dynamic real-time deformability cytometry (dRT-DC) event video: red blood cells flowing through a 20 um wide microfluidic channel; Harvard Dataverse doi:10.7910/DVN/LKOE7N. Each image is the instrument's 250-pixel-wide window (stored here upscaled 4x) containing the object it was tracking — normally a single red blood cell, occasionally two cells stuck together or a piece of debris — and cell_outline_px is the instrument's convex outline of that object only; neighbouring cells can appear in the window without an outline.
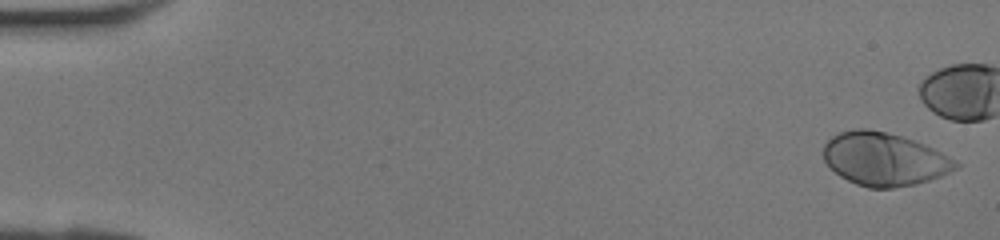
{"species": "human", "species_latin": "Homo sapiens", "temperature_condition": "room temperature", "stored_images_in_passage": 34, "camera_frame_rate_fps": 3000, "um_per_image_px": 0.085, "donor": {"sex": "female"}, "frame": {"image": 1, "passage_image": 1, "time_ms": 0.0, "image_size_px": [1000, 240], "cell_outline_px": [[960, 164], [956, 168], [940, 176], [916, 184], [892, 188], [868, 188], [856, 184], [840, 176], [824, 160], [824, 144], [832, 136], [840, 132], [856, 128], [868, 128], [900, 136], [924, 144], [940, 152]], "centroid_in_image_um": [75.12, 13.53], "position_along_channel_um": 9.9, "area_um2": 40.4}}
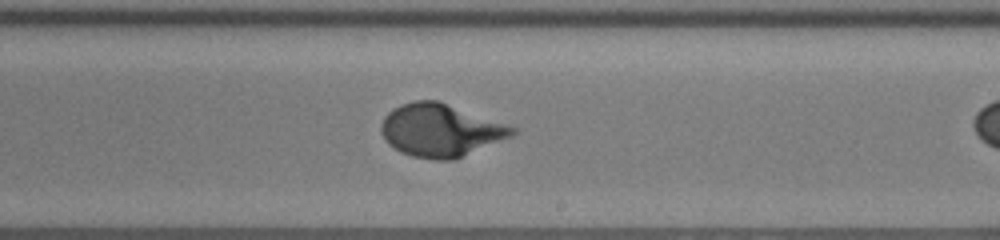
{"frame": {"image": 2, "passage_image": 25, "time_ms": 8.0, "image_size_px": [1000, 240], "cell_outline_px": [[520, 132], [512, 136], [456, 160], [436, 160], [412, 156], [400, 152], [388, 144], [380, 132], [380, 124], [384, 116], [392, 108], [400, 104], [412, 100], [440, 100], [520, 128]], "centroid_in_image_um": [37.48, 11.06], "position_along_channel_um": 251.5, "area_um2": 41.27}}
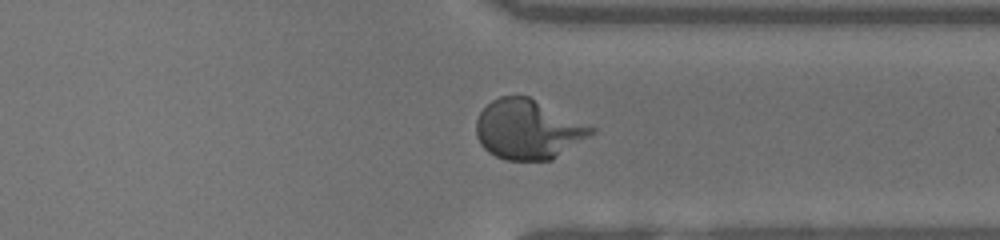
{"frame": {"image": 3, "passage_image": 32, "time_ms": 10.333, "image_size_px": [1000, 240], "cell_outline_px": [[596, 132], [552, 160], [504, 160], [488, 152], [480, 144], [476, 136], [476, 120], [480, 112], [492, 100], [500, 96], [528, 96], [596, 128]], "centroid_in_image_um": [44.87, 11.01], "position_along_channel_um": 366.5, "area_um2": 39.88}}